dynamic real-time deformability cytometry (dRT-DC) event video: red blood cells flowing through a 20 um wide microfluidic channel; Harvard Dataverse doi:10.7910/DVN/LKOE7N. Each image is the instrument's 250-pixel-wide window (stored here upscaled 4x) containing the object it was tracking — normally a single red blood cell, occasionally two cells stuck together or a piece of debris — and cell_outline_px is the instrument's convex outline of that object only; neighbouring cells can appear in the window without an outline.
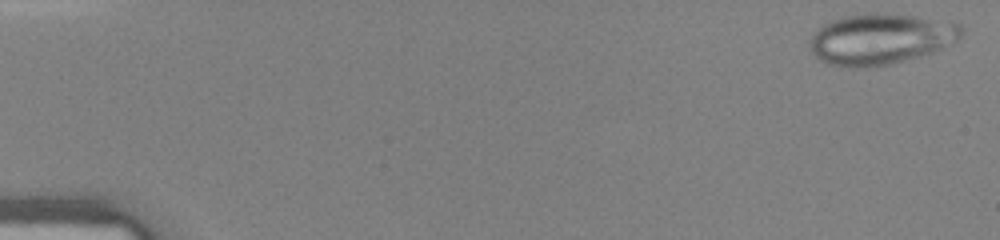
{"species": "human", "species_latin": "Homo sapiens", "temperature_condition": "warm", "stored_images_in_passage": 43, "camera_frame_rate_fps": 3000, "um_per_image_px": 0.085, "donor": {"sex": "female"}, "frame": {"image": 1, "passage_image": 1, "time_ms": 0.0, "image_size_px": [1000, 240], "cell_outline_px": [[964, 28], [960, 36], [956, 40], [940, 48], [916, 56], [888, 64], [856, 68], [828, 64], [820, 60], [812, 52], [808, 44], [808, 40], [824, 24], [848, 16], [876, 12], [912, 16], [960, 24]], "centroid_in_image_um": [74.79, 3.31], "position_along_channel_um": 10.2, "area_um2": 43.75}}
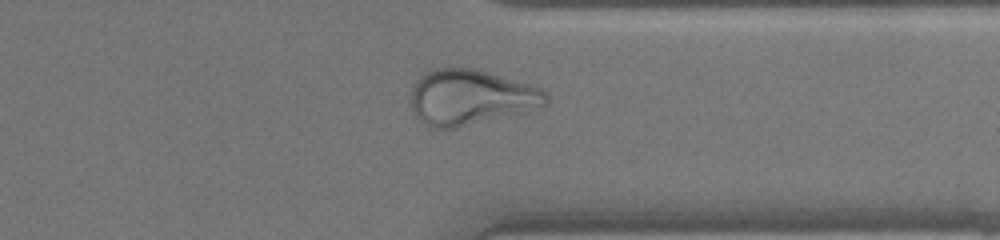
{"frame": {"image": 2, "passage_image": 34, "time_ms": 11.0, "image_size_px": [1000, 240], "cell_outline_px": [[548, 104], [544, 108], [456, 128], [432, 128], [420, 120], [416, 116], [412, 108], [412, 88], [416, 80], [420, 76], [436, 68], [476, 68], [532, 84], [544, 88], [548, 92]], "centroid_in_image_um": [40.11, 8.27], "position_along_channel_um": 371.3, "area_um2": 44.22}}
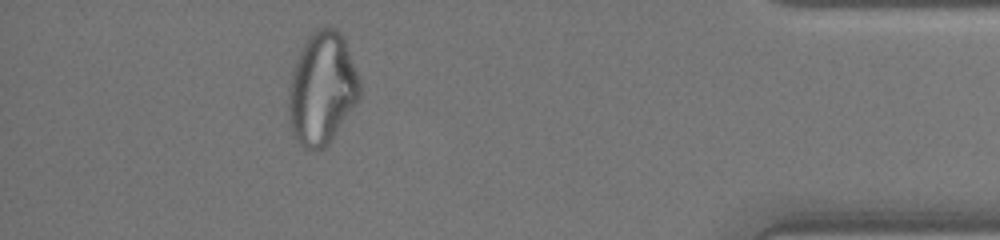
{"frame": {"image": 3, "passage_image": 39, "time_ms": 12.667, "image_size_px": [1000, 240], "cell_outline_px": [[360, 100], [328, 144], [324, 148], [316, 152], [304, 148], [292, 136], [288, 120], [288, 88], [292, 72], [296, 60], [308, 36], [316, 28], [336, 28], [344, 36], [360, 76]], "centroid_in_image_um": [27.38, 7.55], "position_along_channel_um": 407.8, "area_um2": 47.51}}